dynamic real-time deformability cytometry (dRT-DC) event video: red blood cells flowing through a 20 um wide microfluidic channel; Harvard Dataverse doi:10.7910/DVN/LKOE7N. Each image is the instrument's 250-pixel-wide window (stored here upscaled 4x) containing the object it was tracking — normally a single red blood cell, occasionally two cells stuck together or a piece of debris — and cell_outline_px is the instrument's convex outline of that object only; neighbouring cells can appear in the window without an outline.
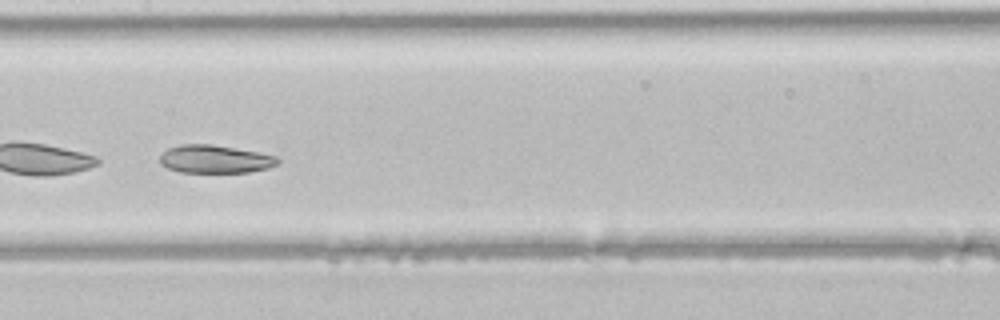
{"species": "common noctule bat (a hibernating species)", "species_latin": "Nyctalus noctula", "temperature_condition": "room temperature", "stored_images_in_passage": 47, "camera_frame_rate_fps": 3000, "um_per_image_px": 0.085, "animal": {"sex": "male", "body_mass_g": 21.5, "forearm_length_mm": 52.0}, "frame": {"image": 1, "passage_image": 24, "time_ms": 7.667, "image_size_px": [1000, 320], "cell_outline_px": [[280, 160], [276, 164], [268, 168], [248, 172], [180, 172], [168, 168], [160, 164], [160, 152], [168, 148], [180, 144], [212, 144], [256, 152], [276, 156]], "centroid_in_image_um": [18.22, 13.52], "position_along_channel_um": 189.2, "area_um2": 19.19}}
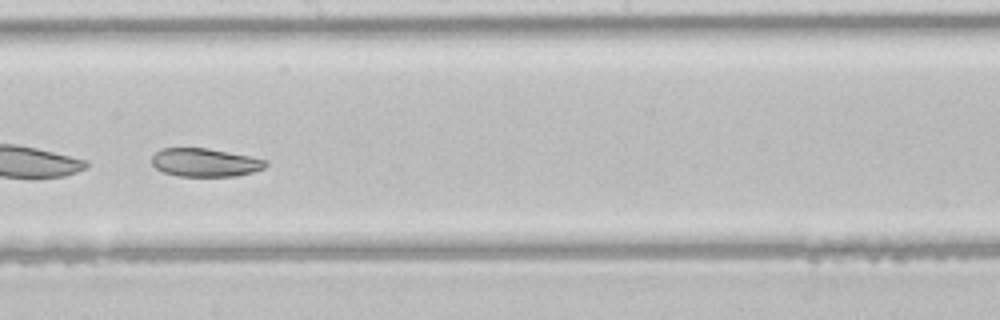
{"frame": {"image": 2, "passage_image": 27, "time_ms": 8.667, "image_size_px": [1000, 320], "cell_outline_px": [[268, 164], [264, 168], [252, 172], [236, 176], [176, 176], [164, 172], [156, 168], [152, 164], [152, 156], [160, 148], [208, 148], [268, 160]], "centroid_in_image_um": [17.42, 13.81], "position_along_channel_um": 230.8, "area_um2": 18.79}}
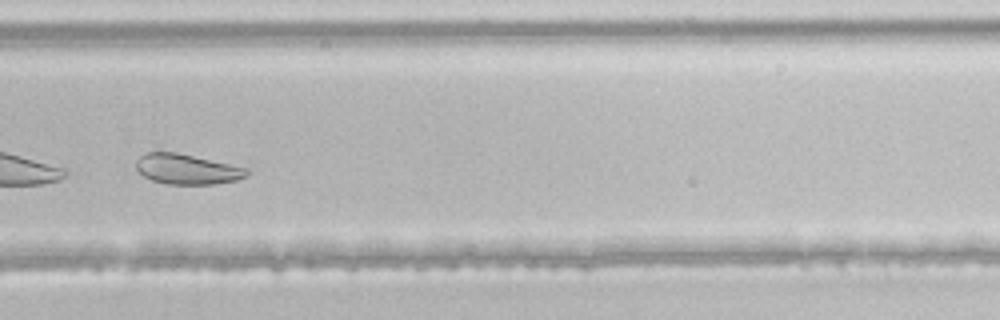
{"frame": {"image": 3, "passage_image": 33, "time_ms": 10.667, "image_size_px": [1000, 320], "cell_outline_px": [[248, 176], [236, 180], [216, 184], [168, 184], [152, 180], [144, 176], [136, 168], [136, 160], [140, 156], [148, 152], [176, 152], [248, 168]], "centroid_in_image_um": [15.9, 14.38], "position_along_channel_um": 313.9, "area_um2": 19.36}}